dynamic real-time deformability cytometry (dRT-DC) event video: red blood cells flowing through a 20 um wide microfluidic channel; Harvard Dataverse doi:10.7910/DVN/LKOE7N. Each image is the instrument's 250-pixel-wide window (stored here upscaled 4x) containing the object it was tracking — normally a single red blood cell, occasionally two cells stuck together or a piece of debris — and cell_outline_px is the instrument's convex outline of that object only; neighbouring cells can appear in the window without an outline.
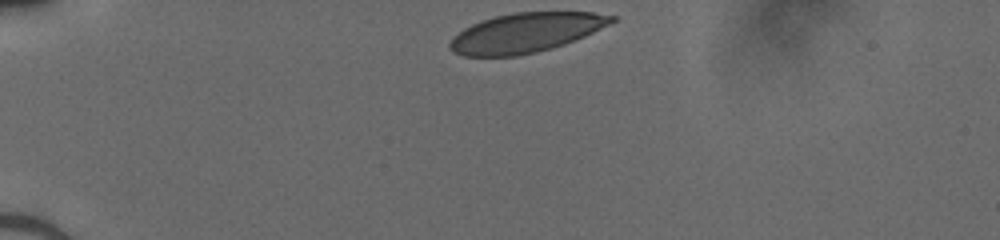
{"species": "human", "species_latin": "Homo sapiens", "temperature_condition": "cold", "stored_images_in_passage": 32, "camera_frame_rate_fps": 3000, "um_per_image_px": 0.085, "donor": {"sex": "male"}, "frame": {"image": 1, "passage_image": 1, "time_ms": 0.0, "image_size_px": [1000, 240], "cell_outline_px": [[616, 20], [576, 40], [552, 48], [536, 52], [516, 56], [464, 56], [452, 52], [448, 48], [448, 44], [452, 36], [464, 28], [480, 20], [512, 12], [592, 12], [616, 16]], "centroid_in_image_um": [44.63, 2.78], "position_along_channel_um": 40.4, "area_um2": 37.28}}
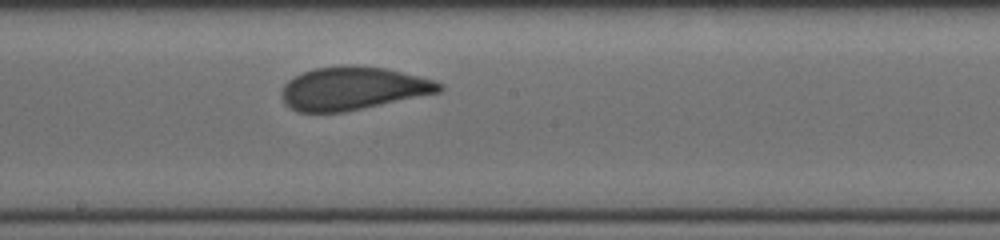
{"frame": {"image": 2, "passage_image": 18, "time_ms": 5.667, "image_size_px": [1000, 240], "cell_outline_px": [[444, 88], [440, 92], [344, 112], [296, 112], [284, 104], [280, 96], [280, 92], [284, 84], [288, 80], [304, 72], [316, 68], [340, 64], [348, 64], [384, 68], [432, 80], [444, 84]], "centroid_in_image_um": [29.94, 7.52], "position_along_channel_um": 218.3, "area_um2": 39.59}}
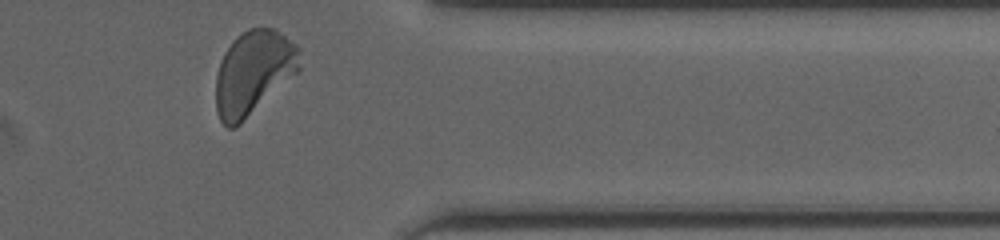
{"frame": {"image": 3, "passage_image": 31, "time_ms": 10.0, "image_size_px": [1000, 240], "cell_outline_px": [[300, 68], [296, 72], [236, 128], [228, 128], [220, 120], [216, 112], [216, 76], [220, 60], [224, 52], [232, 40], [236, 36], [248, 28], [276, 28], [296, 44], [300, 48]], "centroid_in_image_um": [21.52, 6.15], "position_along_channel_um": 389.9, "area_um2": 40.98}}